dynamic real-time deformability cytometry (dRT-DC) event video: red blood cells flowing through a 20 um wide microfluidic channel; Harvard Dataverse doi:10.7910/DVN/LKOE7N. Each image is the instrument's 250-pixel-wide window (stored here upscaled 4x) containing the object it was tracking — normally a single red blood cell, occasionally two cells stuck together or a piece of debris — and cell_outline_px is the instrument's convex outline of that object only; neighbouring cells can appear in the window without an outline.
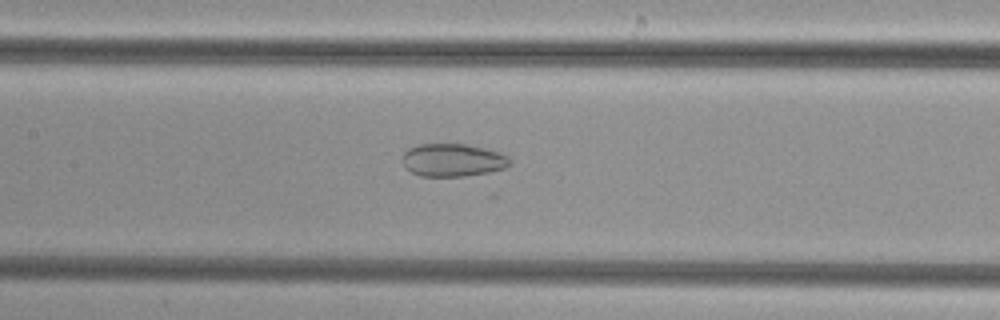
{"species": "common noctule bat (a hibernating species)", "species_latin": "Nyctalus noctula", "temperature_condition": "cold", "stored_images_in_passage": 38, "camera_frame_rate_fps": 3000, "um_per_image_px": 0.085, "animal": {"sex": "female", "body_mass_g": 29.2, "forearm_length_mm": 56.3}, "frame": {"image": 1, "passage_image": 24, "time_ms": 7.667, "image_size_px": [1000, 320], "cell_outline_px": [[512, 164], [504, 168], [488, 172], [464, 176], [420, 176], [404, 168], [404, 152], [408, 148], [420, 144], [464, 144], [484, 148], [500, 152], [508, 156], [512, 160]], "centroid_in_image_um": [38.51, 13.61], "position_along_channel_um": 168.9, "area_um2": 20.58}}
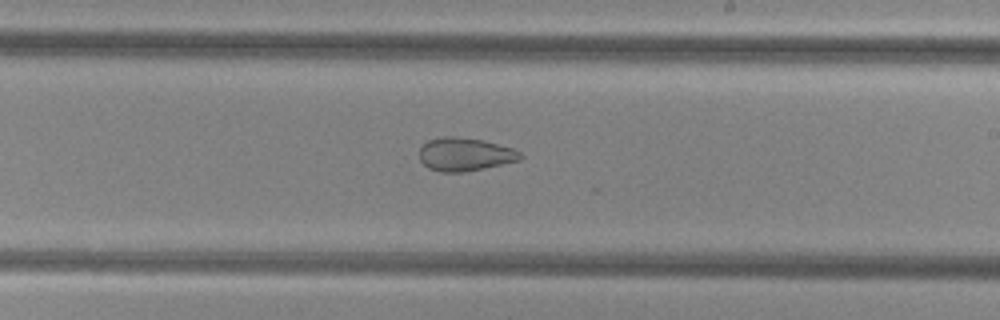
{"frame": {"image": 2, "passage_image": 30, "time_ms": 9.667, "image_size_px": [1000, 320], "cell_outline_px": [[524, 156], [520, 160], [484, 168], [464, 172], [440, 172], [428, 168], [420, 160], [420, 148], [428, 140], [444, 136], [452, 136], [484, 140], [512, 148], [520, 152]], "centroid_in_image_um": [39.52, 13.12], "position_along_channel_um": 249.5, "area_um2": 19.54}}
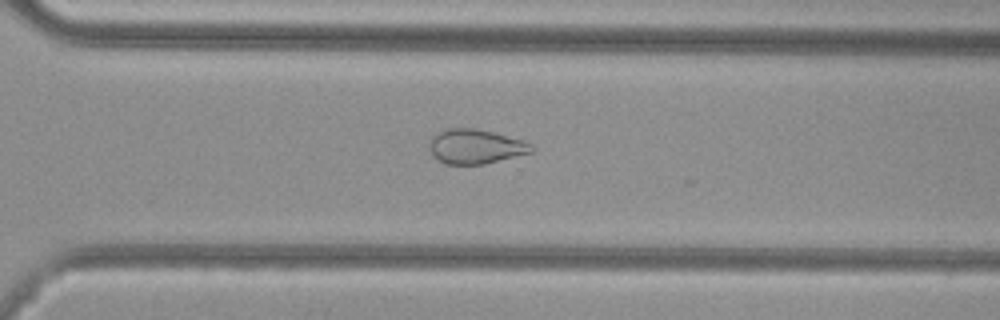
{"frame": {"image": 3, "passage_image": 36, "time_ms": 11.667, "image_size_px": [1000, 320], "cell_outline_px": [[536, 148], [532, 152], [484, 164], [444, 164], [432, 156], [428, 144], [432, 136], [448, 128], [476, 128], [524, 140], [532, 144]], "centroid_in_image_um": [40.42, 12.45], "position_along_channel_um": 330.2, "area_um2": 20.63}}